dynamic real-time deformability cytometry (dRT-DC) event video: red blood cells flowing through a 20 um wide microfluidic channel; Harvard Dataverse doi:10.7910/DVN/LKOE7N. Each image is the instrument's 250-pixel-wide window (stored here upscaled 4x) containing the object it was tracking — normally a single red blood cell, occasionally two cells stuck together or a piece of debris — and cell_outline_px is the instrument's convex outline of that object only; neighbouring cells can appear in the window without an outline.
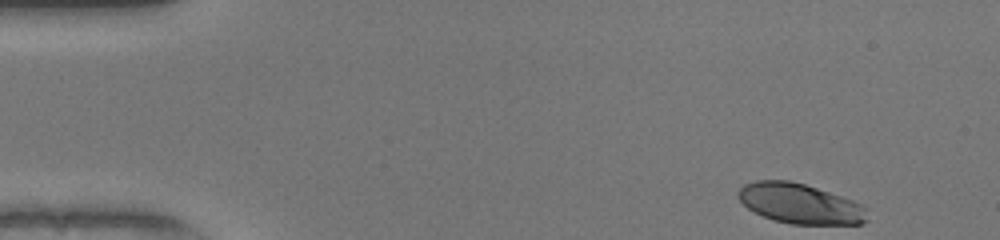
{"species": "human", "species_latin": "Homo sapiens", "temperature_condition": "warm", "stored_images_in_passage": 12, "camera_frame_rate_fps": 3000, "um_per_image_px": 0.085, "donor": {"sex": "female"}, "frame": {"image": 1, "passage_image": 1, "time_ms": 0.0, "image_size_px": [1000, 240], "cell_outline_px": [[868, 220], [860, 224], [792, 224], [772, 220], [748, 208], [736, 196], [736, 192], [744, 184], [756, 180], [788, 180], [804, 184], [852, 200], [860, 204], [864, 208]], "centroid_in_image_um": [67.95, 17.31], "position_along_channel_um": 17.0, "area_um2": 29.88}}